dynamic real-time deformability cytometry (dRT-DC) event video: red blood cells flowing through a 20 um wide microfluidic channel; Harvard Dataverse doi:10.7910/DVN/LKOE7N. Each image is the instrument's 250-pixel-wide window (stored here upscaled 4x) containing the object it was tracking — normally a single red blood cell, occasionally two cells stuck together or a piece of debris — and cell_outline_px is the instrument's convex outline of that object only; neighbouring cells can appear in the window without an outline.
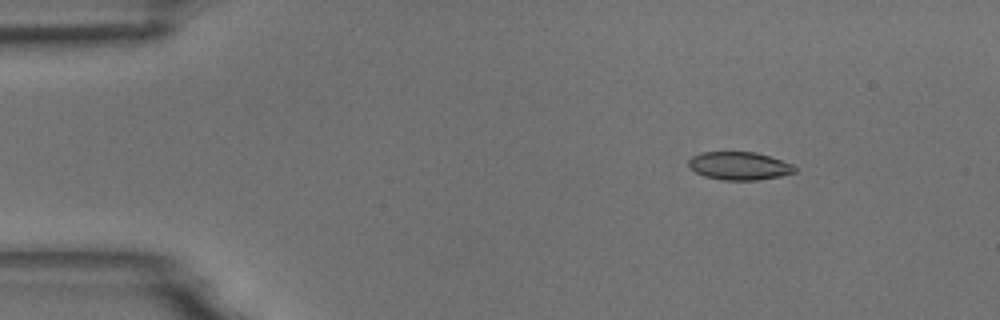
{"species": "common noctule bat (a hibernating species)", "species_latin": "Nyctalus noctula", "temperature_condition": "room temperature", "stored_images_in_passage": 48, "camera_frame_rate_fps": 3000, "um_per_image_px": 0.085, "animal": {"sex": "male", "body_mass_g": 18.8}, "frame": {"image": 1, "passage_image": 1, "time_ms": 0.0, "image_size_px": [1000, 320], "cell_outline_px": [[796, 172], [780, 176], [756, 180], [720, 180], [704, 176], [696, 172], [688, 164], [688, 160], [692, 156], [700, 152], [756, 152], [792, 164], [796, 168]], "centroid_in_image_um": [62.82, 14.1], "position_along_channel_um": 22.2, "area_um2": 17.28}}
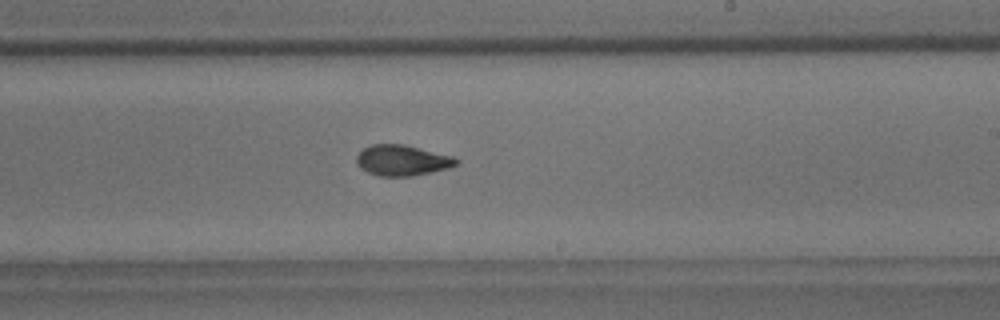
{"frame": {"image": 2, "passage_image": 26, "time_ms": 8.333, "image_size_px": [1000, 320], "cell_outline_px": [[460, 164], [448, 168], [412, 176], [380, 176], [368, 172], [360, 168], [356, 160], [356, 156], [364, 148], [372, 144], [404, 144], [452, 156], [460, 160]], "centroid_in_image_um": [34.2, 13.63], "position_along_channel_um": 254.8, "area_um2": 17.8}}
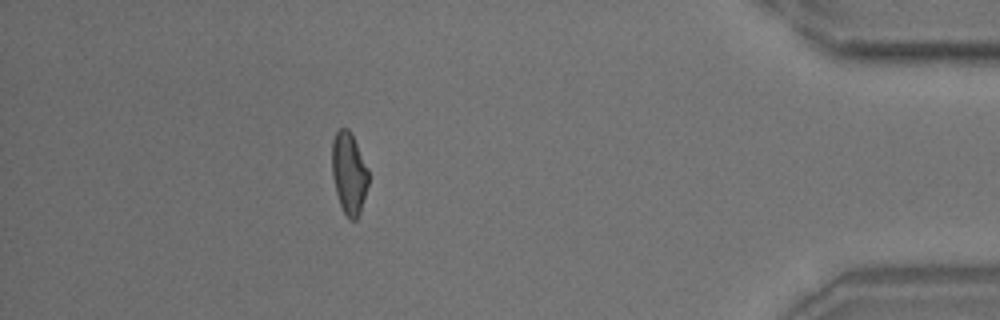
{"frame": {"image": 3, "passage_image": 42, "time_ms": 13.667, "image_size_px": [1000, 320], "cell_outline_px": [[368, 184], [360, 212], [356, 220], [348, 220], [340, 204], [336, 192], [332, 176], [332, 140], [336, 132], [340, 128], [348, 128], [368, 168]], "centroid_in_image_um": [29.65, 14.74], "position_along_channel_um": 405.5, "area_um2": 17.22}}